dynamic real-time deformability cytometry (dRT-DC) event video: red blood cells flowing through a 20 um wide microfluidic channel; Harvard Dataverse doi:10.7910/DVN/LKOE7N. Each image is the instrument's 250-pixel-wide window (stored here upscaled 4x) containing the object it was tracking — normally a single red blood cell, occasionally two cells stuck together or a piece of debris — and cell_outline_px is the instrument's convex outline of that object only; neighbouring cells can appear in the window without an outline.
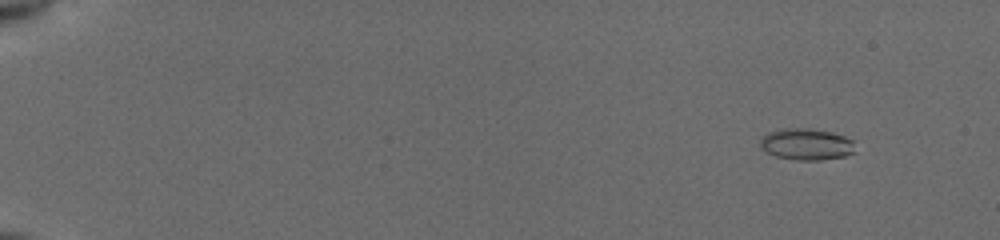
{"species": "common noctule bat (a hibernating species)", "species_latin": "Nyctalus noctula", "temperature_condition": "cold", "stored_images_in_passage": 53, "camera_frame_rate_fps": 3000, "um_per_image_px": 0.085, "animal": {"sex": "female", "body_mass_g": 19.5, "forearm_length_mm": 54.1}, "frame": {"image": 1, "passage_image": 4, "time_ms": 1.0, "image_size_px": [1000, 240], "cell_outline_px": [[856, 152], [844, 156], [820, 160], [796, 160], [776, 156], [764, 152], [760, 148], [760, 140], [768, 132], [784, 128], [804, 128], [832, 132], [844, 136], [852, 140]], "centroid_in_image_um": [68.53, 12.27], "position_along_channel_um": 16.5, "area_um2": 17.51}}
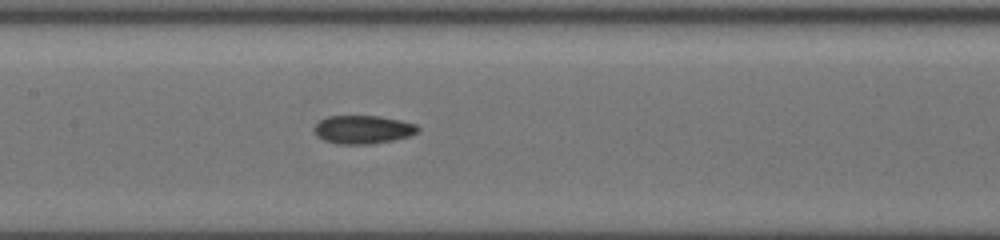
{"frame": {"image": 2, "passage_image": 28, "time_ms": 9.0, "image_size_px": [1000, 240], "cell_outline_px": [[420, 128], [416, 132], [408, 136], [392, 140], [372, 144], [340, 144], [324, 140], [316, 136], [312, 128], [320, 120], [328, 116], [380, 116], [400, 120], [416, 124]], "centroid_in_image_um": [30.82, 11.01], "position_along_channel_um": 176.6, "area_um2": 17.11}}
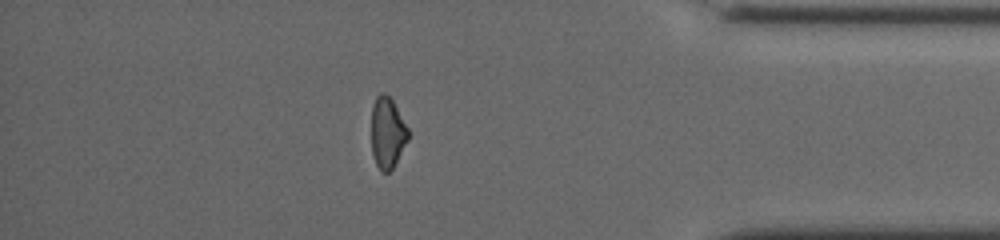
{"frame": {"image": 3, "passage_image": 47, "time_ms": 15.333, "image_size_px": [1000, 240], "cell_outline_px": [[408, 140], [392, 168], [388, 172], [380, 172], [376, 164], [372, 152], [372, 104], [376, 96], [380, 92], [384, 92], [392, 100], [408, 128]], "centroid_in_image_um": [32.91, 11.27], "position_along_channel_um": 402.3, "area_um2": 15.09}, "authors_computed_cell_mechanics": {"area_um2": 16.7042, "velocity_mm_per_s": 3.9466, "shape_relaxation_time_tau1_ms": null, "shape_relaxation_time_tau2_ms": 4.5268, "deformation_change_tau1": null, "deformation_change_tau2": 0.1025}}